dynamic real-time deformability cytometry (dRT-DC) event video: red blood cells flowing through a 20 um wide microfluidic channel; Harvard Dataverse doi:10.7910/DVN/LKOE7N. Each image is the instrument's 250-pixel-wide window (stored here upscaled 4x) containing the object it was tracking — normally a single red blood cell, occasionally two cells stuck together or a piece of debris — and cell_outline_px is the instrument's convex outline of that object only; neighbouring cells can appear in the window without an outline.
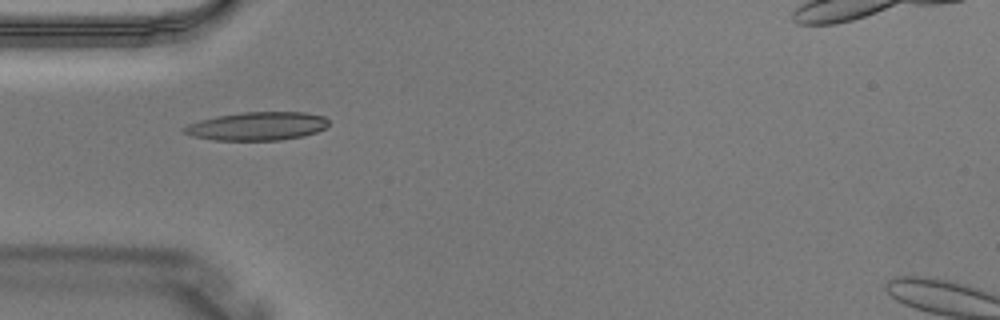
{"species": "Egyptian fruit bat (a non-hibernating species)", "species_latin": "Rousettus aegyptiacus", "temperature_condition": "warm", "stored_images_in_passage": 2, "camera_frame_rate_fps": 3000, "um_per_image_px": 0.085, "animal": {"sex": "male"}, "frame": {"image": 1, "passage_image": 2, "time_ms": 0.333, "image_size_px": [1000, 320], "cell_outline_px": [[328, 124], [324, 128], [316, 132], [304, 136], [280, 140], [212, 140], [192, 136], [184, 132], [180, 128], [188, 124], [200, 120], [220, 116], [244, 112], [304, 112], [324, 116], [328, 120]], "centroid_in_image_um": [21.86, 10.73], "position_along_channel_um": 63.1, "area_um2": 23.81}}